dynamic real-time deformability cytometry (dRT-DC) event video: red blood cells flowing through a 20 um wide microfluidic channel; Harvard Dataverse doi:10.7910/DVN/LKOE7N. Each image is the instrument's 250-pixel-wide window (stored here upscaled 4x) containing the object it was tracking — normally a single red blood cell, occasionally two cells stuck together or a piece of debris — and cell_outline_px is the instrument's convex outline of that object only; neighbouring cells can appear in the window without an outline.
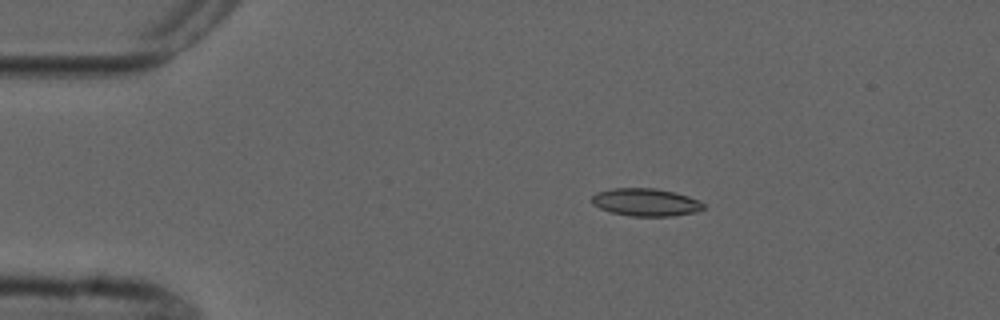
{"species": "common noctule bat (a hibernating species)", "species_latin": "Nyctalus noctula", "temperature_condition": "cold", "stored_images_in_passage": 9, "camera_frame_rate_fps": 3000, "um_per_image_px": 0.085, "animal": {"sex": "male", "forearm_length_mm": 52.5}, "frame": {"image": 1, "passage_image": 2, "time_ms": 2.0, "image_size_px": [1000, 320], "cell_outline_px": [[704, 208], [696, 212], [672, 216], [632, 216], [612, 212], [600, 208], [592, 204], [592, 196], [596, 192], [612, 188], [656, 188], [676, 192], [688, 196], [704, 204]], "centroid_in_image_um": [54.88, 17.18], "position_along_channel_um": 30.1, "area_um2": 17.98}}
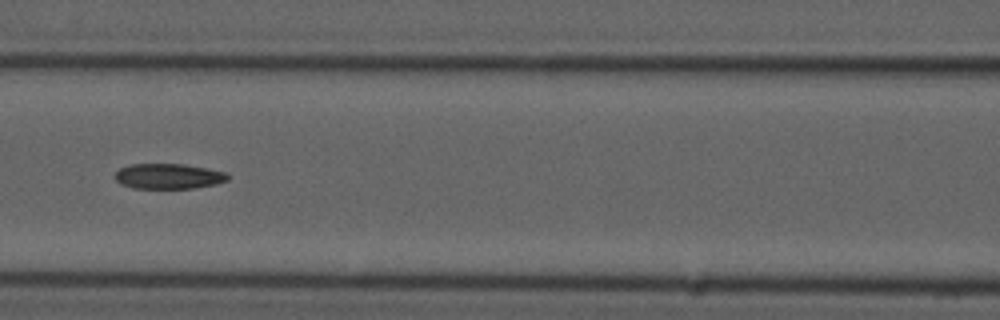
{"frame": {"image": 2, "passage_image": 6, "time_ms": 6.667, "image_size_px": [1000, 320], "cell_outline_px": [[228, 180], [216, 184], [196, 188], [132, 188], [120, 184], [116, 180], [116, 172], [120, 168], [132, 164], [184, 164], [208, 168], [224, 172], [228, 176]], "centroid_in_image_um": [14.32, 14.98], "position_along_channel_um": 152.3, "area_um2": 16.59}}
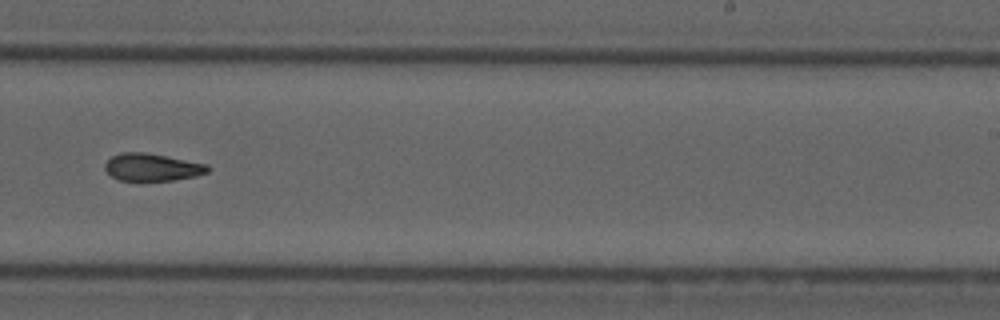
{"frame": {"image": 3, "passage_image": 9, "time_ms": 10.0, "image_size_px": [1000, 320], "cell_outline_px": [[212, 168], [208, 172], [196, 176], [172, 180], [120, 180], [112, 176], [104, 168], [104, 164], [112, 156], [120, 152], [144, 152], [208, 164]], "centroid_in_image_um": [12.95, 14.2], "position_along_channel_um": 276.1, "area_um2": 16.36}}